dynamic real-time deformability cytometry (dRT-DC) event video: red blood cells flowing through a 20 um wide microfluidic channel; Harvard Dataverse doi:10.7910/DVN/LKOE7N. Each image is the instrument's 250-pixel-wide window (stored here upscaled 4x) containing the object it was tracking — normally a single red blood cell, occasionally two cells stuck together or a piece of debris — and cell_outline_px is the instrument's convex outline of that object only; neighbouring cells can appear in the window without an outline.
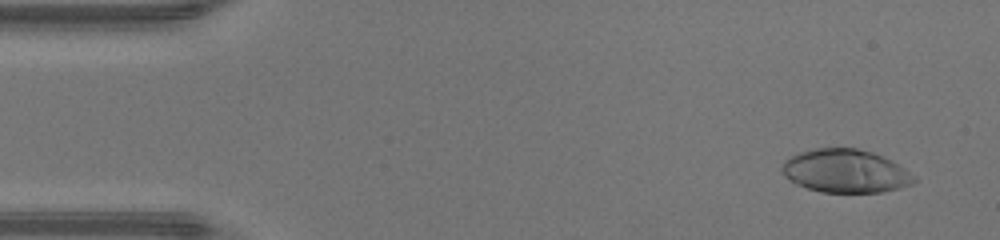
{"species": "human", "species_latin": "Homo sapiens", "temperature_condition": "warm", "stored_images_in_passage": 46, "camera_frame_rate_fps": 3000, "um_per_image_px": 0.085, "donor": {"sex": "male"}, "frame": {"image": 1, "passage_image": 2, "time_ms": 0.333, "image_size_px": [1000, 240], "cell_outline_px": [[916, 180], [912, 184], [900, 188], [880, 192], [820, 192], [796, 184], [784, 176], [780, 168], [784, 160], [800, 152], [816, 148], [856, 148], [872, 152], [896, 164], [908, 172]], "centroid_in_image_um": [71.8, 14.54], "position_along_channel_um": 13.2, "area_um2": 32.89}}
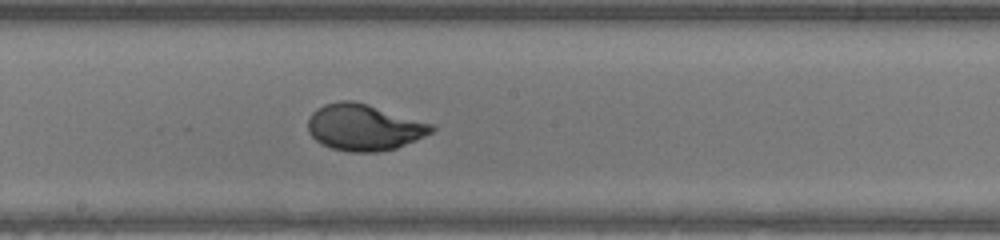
{"frame": {"image": 2, "passage_image": 24, "time_ms": 7.667, "image_size_px": [1000, 240], "cell_outline_px": [[436, 128], [432, 132], [416, 140], [396, 148], [380, 152], [348, 152], [332, 148], [320, 144], [308, 132], [308, 120], [312, 112], [316, 108], [324, 104], [340, 100], [352, 100], [368, 104], [436, 124]], "centroid_in_image_um": [30.95, 10.82], "position_along_channel_um": 217.2, "area_um2": 33.81}}
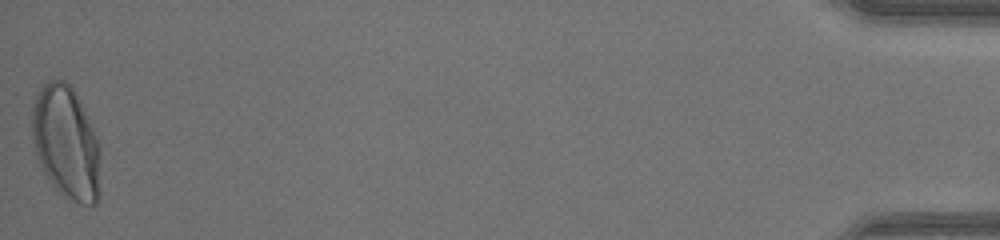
{"frame": {"image": 3, "passage_image": 46, "time_ms": 15.0, "image_size_px": [1000, 240], "cell_outline_px": [[100, 196], [96, 204], [80, 204], [72, 200], [60, 192], [48, 180], [36, 156], [32, 140], [32, 100], [36, 92], [48, 80], [64, 80], [72, 88], [96, 136], [100, 148]], "centroid_in_image_um": [5.61, 12.14], "position_along_channel_um": 429.6, "area_um2": 45.14}, "authors_computed_cell_mechanics": {"area_um2": 33.3217, "velocity_mm_per_s": 4.3626, "shape_relaxation_time_tau1_ms": 4.4032, "shape_relaxation_time_tau2_ms": null, "deformation_change_tau1": 0.2382, "deformation_change_tau2": null}}